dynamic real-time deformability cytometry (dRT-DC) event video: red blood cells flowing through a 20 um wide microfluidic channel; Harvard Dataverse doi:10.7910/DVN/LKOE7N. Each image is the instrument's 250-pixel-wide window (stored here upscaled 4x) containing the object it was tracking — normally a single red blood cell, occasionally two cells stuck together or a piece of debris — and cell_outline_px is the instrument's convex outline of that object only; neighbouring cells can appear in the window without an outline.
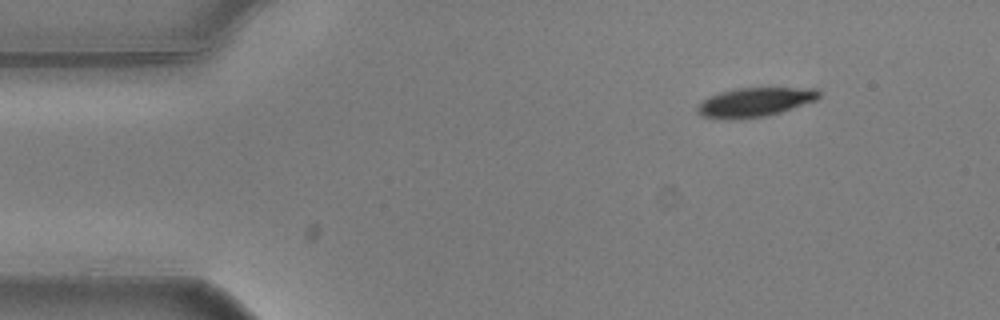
{"species": "common noctule bat (a hibernating species)", "species_latin": "Nyctalus noctula", "temperature_condition": "warm", "stored_images_in_passage": 28, "camera_frame_rate_fps": 3000, "um_per_image_px": 0.085, "animal": {"sex": "male", "body_mass_g": 20.5, "forearm_length_mm": 52.5}, "frame": {"image": 1, "passage_image": 1, "time_ms": 0.0, "image_size_px": [1000, 320], "cell_outline_px": [[820, 96], [816, 100], [780, 112], [764, 116], [732, 120], [728, 120], [700, 116], [696, 112], [696, 104], [708, 96], [720, 92], [736, 88], [820, 88]], "centroid_in_image_um": [64.1, 8.69], "position_along_channel_um": 20.9, "area_um2": 20.87}}
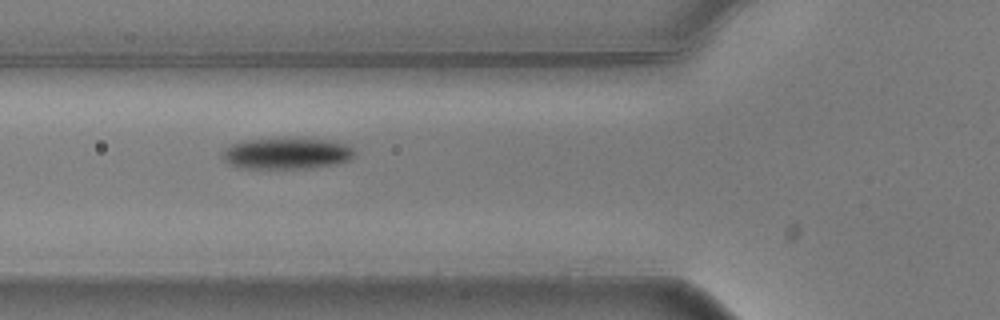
{"frame": {"image": 2, "passage_image": 14, "time_ms": 4.333, "image_size_px": [1000, 320], "cell_outline_px": [[356, 152], [348, 160], [332, 164], [308, 168], [236, 168], [228, 164], [220, 156], [224, 148], [232, 144], [244, 140], [332, 140], [348, 144]], "centroid_in_image_um": [24.31, 13.06], "position_along_channel_um": 101.5, "area_um2": 23.64}}
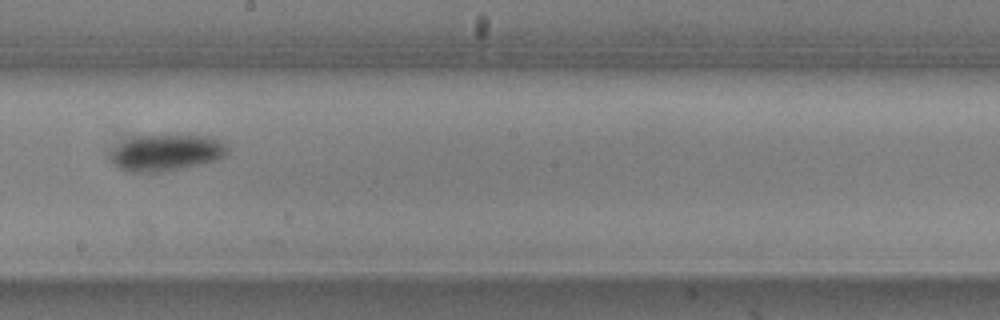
{"frame": {"image": 3, "passage_image": 25, "time_ms": 8.0, "image_size_px": [1000, 320], "cell_outline_px": [[228, 152], [220, 160], [204, 164], [184, 168], [156, 172], [124, 172], [112, 160], [112, 152], [120, 144], [136, 136], [208, 136], [220, 140], [228, 148]], "centroid_in_image_um": [14.21, 13.0], "position_along_channel_um": 234.0, "area_um2": 24.51}}